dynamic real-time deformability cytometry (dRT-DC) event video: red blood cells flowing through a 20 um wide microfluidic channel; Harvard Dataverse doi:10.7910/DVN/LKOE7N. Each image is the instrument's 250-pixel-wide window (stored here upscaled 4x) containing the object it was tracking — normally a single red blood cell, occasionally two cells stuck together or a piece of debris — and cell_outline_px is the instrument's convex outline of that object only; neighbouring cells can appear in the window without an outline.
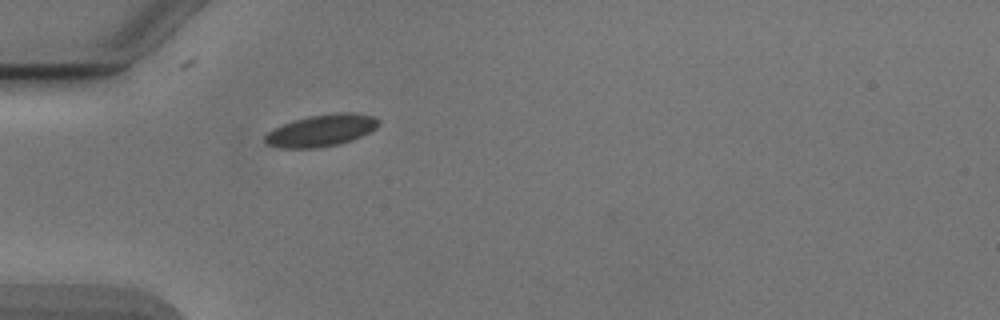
{"species": "Egyptian fruit bat (a non-hibernating species)", "species_latin": "Rousettus aegyptiacus", "temperature_condition": "cold", "stored_images_in_passage": 37, "camera_frame_rate_fps": 3000, "um_per_image_px": 0.085, "animal": {"sex": "male"}, "frame": {"image": 1, "passage_image": 2, "time_ms": 0.333, "image_size_px": [1000, 320], "cell_outline_px": [[380, 120], [376, 128], [352, 140], [336, 144], [316, 148], [276, 148], [268, 144], [264, 140], [264, 136], [268, 132], [284, 124], [308, 116], [332, 112], [356, 112], [372, 116]], "centroid_in_image_um": [27.31, 11.08], "position_along_channel_um": 57.7, "area_um2": 20.98}}
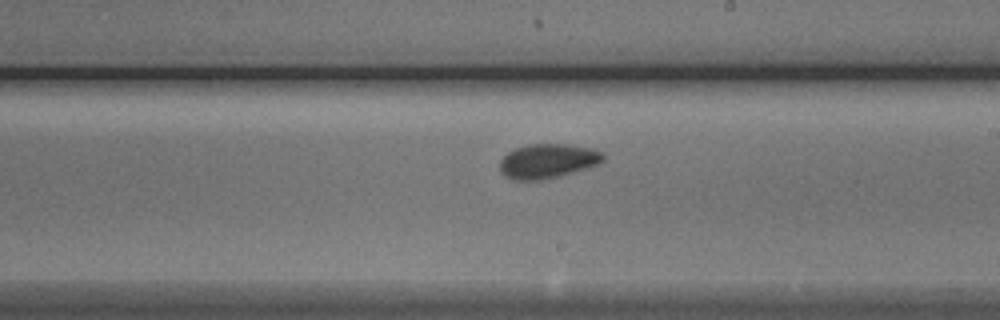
{"frame": {"image": 2, "passage_image": 17, "time_ms": 5.333, "image_size_px": [1000, 320], "cell_outline_px": [[604, 160], [600, 164], [588, 168], [560, 176], [540, 180], [512, 180], [504, 176], [500, 172], [500, 160], [508, 152], [516, 148], [528, 144], [568, 144], [596, 148], [604, 152]], "centroid_in_image_um": [46.6, 13.68], "position_along_channel_um": 242.4, "area_um2": 21.15}}
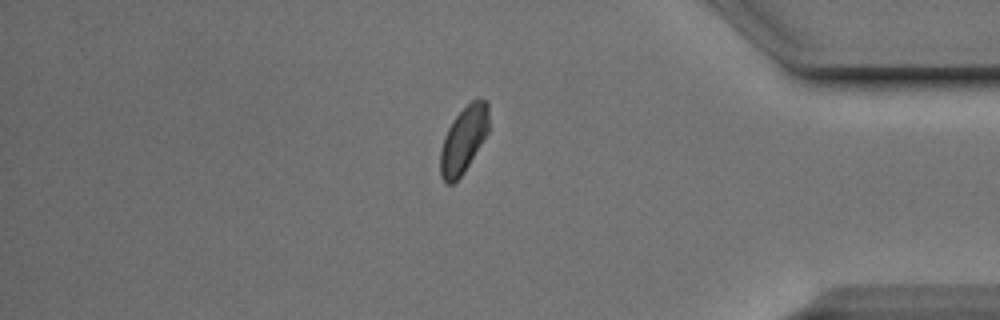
{"frame": {"image": 3, "passage_image": 31, "time_ms": 10.0, "image_size_px": [1000, 320], "cell_outline_px": [[488, 132], [464, 172], [452, 184], [448, 184], [440, 176], [440, 152], [444, 136], [452, 120], [472, 100], [488, 100]], "centroid_in_image_um": [39.39, 11.88], "position_along_channel_um": 395.8, "area_um2": 18.5}, "authors_computed_cell_mechanics": {"area_um2": 19.7676, "velocity_mm_per_s": 3.8447, "shape_relaxation_time_tau1_ms": 4.11, "shape_relaxation_time_tau2_ms": 2.2254, "deformation_change_tau1": 0.0997, "deformation_change_tau2": 0.0485}}